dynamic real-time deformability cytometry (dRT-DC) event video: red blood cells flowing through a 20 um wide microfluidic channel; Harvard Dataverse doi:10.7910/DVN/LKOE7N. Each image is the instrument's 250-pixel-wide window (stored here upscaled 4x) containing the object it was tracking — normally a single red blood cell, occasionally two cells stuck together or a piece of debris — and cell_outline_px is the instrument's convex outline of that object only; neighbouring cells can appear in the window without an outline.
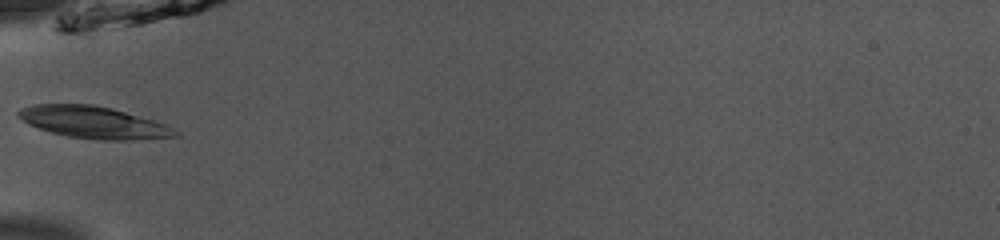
{"species": "common noctule bat (a hibernating species)", "species_latin": "Nyctalus noctula", "temperature_condition": "room temperature", "stored_images_in_passage": 34, "camera_frame_rate_fps": 3000, "um_per_image_px": 0.085, "animal": {"sex": "male", "body_mass_g": 13.0, "forearm_length_mm": 53.1}, "frame": {"image": 1, "passage_image": 1, "time_ms": 0.0, "image_size_px": [1000, 240], "cell_outline_px": [[180, 136], [128, 140], [100, 140], [68, 136], [52, 132], [28, 124], [16, 116], [16, 112], [20, 108], [32, 104], [92, 104], [112, 108], [152, 120], [164, 124], [180, 132]], "centroid_in_image_um": [7.91, 10.39], "position_along_channel_um": 77.1, "area_um2": 29.07}}
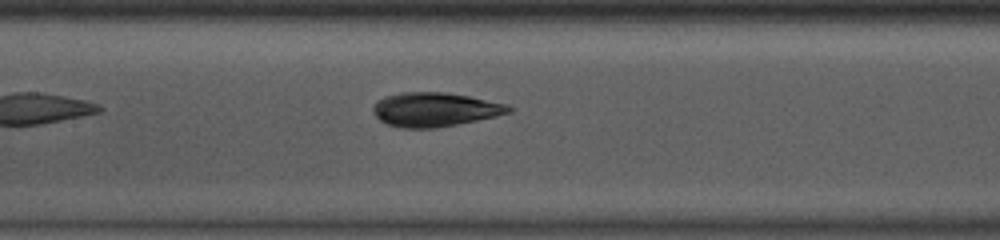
{"frame": {"image": 2, "passage_image": 8, "time_ms": 2.333, "image_size_px": [1000, 240], "cell_outline_px": [[512, 112], [496, 116], [436, 128], [400, 128], [388, 124], [380, 120], [372, 112], [372, 108], [384, 96], [400, 92], [444, 92], [468, 96], [504, 104], [512, 108]], "centroid_in_image_um": [36.92, 9.31], "position_along_channel_um": 170.5, "area_um2": 26.65}}
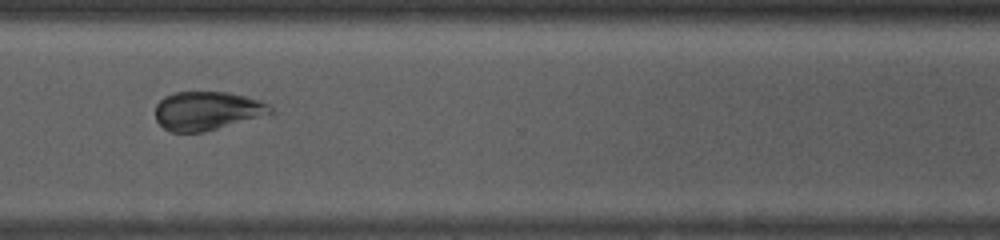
{"frame": {"image": 3, "passage_image": 22, "time_ms": 7.0, "image_size_px": [1000, 240], "cell_outline_px": [[272, 112], [204, 132], [172, 132], [164, 128], [156, 120], [156, 104], [164, 96], [172, 92], [228, 92], [244, 96], [268, 104], [272, 108]], "centroid_in_image_um": [17.52, 9.41], "position_along_channel_um": 353.1, "area_um2": 25.43}, "authors_computed_cell_mechanics": {"area_um2": 27.2527, "velocity_mm_per_s": 3.9202, "shape_relaxation_time_tau1_ms": 5.8081, "shape_relaxation_time_tau2_ms": 1.1056, "deformation_change_tau1": 0.1812, "deformation_change_tau2": 0.0586}}